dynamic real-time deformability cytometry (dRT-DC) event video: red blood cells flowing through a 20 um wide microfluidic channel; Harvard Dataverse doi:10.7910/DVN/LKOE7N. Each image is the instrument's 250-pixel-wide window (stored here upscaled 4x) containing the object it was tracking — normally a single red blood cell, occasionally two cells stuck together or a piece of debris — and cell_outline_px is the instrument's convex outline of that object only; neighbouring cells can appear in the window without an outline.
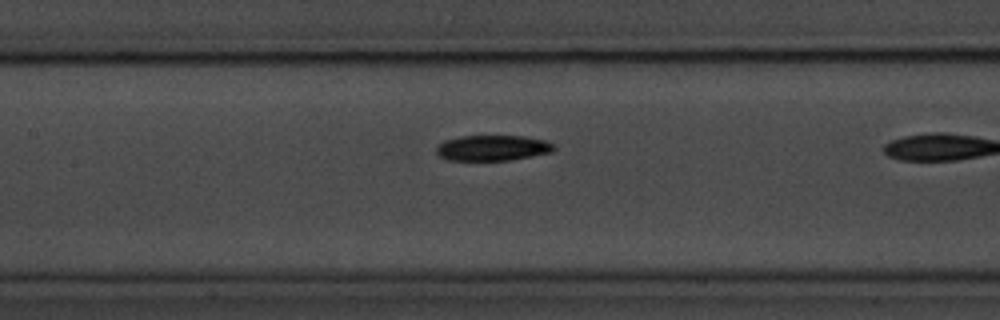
{"species": "common noctule bat (a hibernating species)", "species_latin": "Nyctalus noctula", "temperature_condition": "room temperature", "stored_images_in_passage": 20, "camera_frame_rate_fps": 3000, "um_per_image_px": 0.085, "animal": {"sex": "male", "body_mass_g": 20.1, "forearm_length_mm": 53.5}, "frame": {"image": 1, "passage_image": 12, "time_ms": 3.667, "image_size_px": [1000, 320], "cell_outline_px": [[556, 148], [552, 152], [512, 160], [444, 160], [436, 152], [436, 148], [444, 140], [460, 136], [524, 136], [544, 140], [552, 144]], "centroid_in_image_um": [41.86, 12.58], "position_along_channel_um": 165.5, "area_um2": 17.51}}